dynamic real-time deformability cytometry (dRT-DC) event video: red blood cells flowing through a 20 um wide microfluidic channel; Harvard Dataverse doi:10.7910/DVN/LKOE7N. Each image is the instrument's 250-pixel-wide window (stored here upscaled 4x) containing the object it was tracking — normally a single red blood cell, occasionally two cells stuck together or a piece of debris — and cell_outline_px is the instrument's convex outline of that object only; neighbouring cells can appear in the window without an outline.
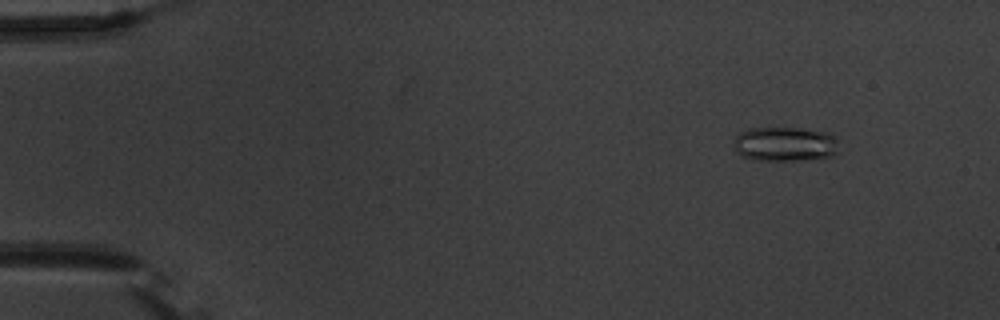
{"species": "common noctule bat (a hibernating species)", "species_latin": "Nyctalus noctula", "temperature_condition": "warm", "stored_images_in_passage": 8, "camera_frame_rate_fps": 3000, "um_per_image_px": 0.085, "animal": {"sex": "male", "body_mass_g": 20.1, "forearm_length_mm": 53.5}, "frame": {"image": 1, "passage_image": 1, "time_ms": 0.0, "image_size_px": [1000, 320], "cell_outline_px": [[836, 152], [832, 156], [800, 160], [752, 160], [740, 156], [736, 152], [736, 136], [740, 132], [748, 128], [800, 128], [828, 132], [836, 140]], "centroid_in_image_um": [66.69, 12.25], "position_along_channel_um": 18.3, "area_um2": 20.98}}